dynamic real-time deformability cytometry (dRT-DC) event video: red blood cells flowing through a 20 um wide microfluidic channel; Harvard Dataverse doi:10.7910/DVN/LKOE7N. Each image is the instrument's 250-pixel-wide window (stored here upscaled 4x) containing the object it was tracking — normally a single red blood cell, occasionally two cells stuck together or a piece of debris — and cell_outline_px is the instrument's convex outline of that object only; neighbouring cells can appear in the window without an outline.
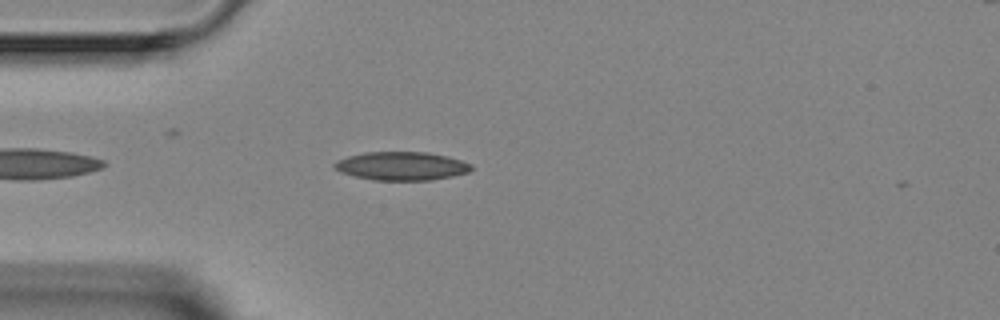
{"species": "Egyptian fruit bat (a non-hibernating species)", "species_latin": "Rousettus aegyptiacus", "temperature_condition": "room temperature", "stored_images_in_passage": 2, "camera_frame_rate_fps": 3000, "um_per_image_px": 0.085, "animal": {"sex": "female"}, "frame": {"image": 1, "passage_image": 2, "time_ms": 1.0, "image_size_px": [1000, 320], "cell_outline_px": [[472, 168], [468, 172], [452, 176], [432, 180], [376, 180], [356, 176], [340, 172], [332, 168], [332, 164], [336, 160], [348, 156], [364, 152], [428, 152], [448, 156], [472, 164]], "centroid_in_image_um": [34.1, 14.1], "position_along_channel_um": 50.9, "area_um2": 22.77}}